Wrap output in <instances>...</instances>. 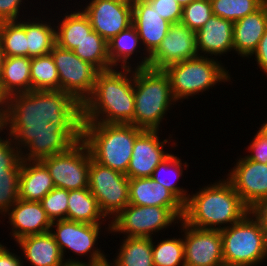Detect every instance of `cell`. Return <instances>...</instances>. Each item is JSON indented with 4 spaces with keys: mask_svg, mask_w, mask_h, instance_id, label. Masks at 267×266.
<instances>
[{
    "mask_svg": "<svg viewBox=\"0 0 267 266\" xmlns=\"http://www.w3.org/2000/svg\"><path fill=\"white\" fill-rule=\"evenodd\" d=\"M3 127L22 160L41 161L82 139V105L62 90H32L6 98Z\"/></svg>",
    "mask_w": 267,
    "mask_h": 266,
    "instance_id": "obj_1",
    "label": "cell"
},
{
    "mask_svg": "<svg viewBox=\"0 0 267 266\" xmlns=\"http://www.w3.org/2000/svg\"><path fill=\"white\" fill-rule=\"evenodd\" d=\"M134 110V69L112 68L98 72L82 105V122L131 124Z\"/></svg>",
    "mask_w": 267,
    "mask_h": 266,
    "instance_id": "obj_2",
    "label": "cell"
},
{
    "mask_svg": "<svg viewBox=\"0 0 267 266\" xmlns=\"http://www.w3.org/2000/svg\"><path fill=\"white\" fill-rule=\"evenodd\" d=\"M198 189L188 195L181 219L191 227L222 230L251 211L225 176Z\"/></svg>",
    "mask_w": 267,
    "mask_h": 266,
    "instance_id": "obj_3",
    "label": "cell"
},
{
    "mask_svg": "<svg viewBox=\"0 0 267 266\" xmlns=\"http://www.w3.org/2000/svg\"><path fill=\"white\" fill-rule=\"evenodd\" d=\"M142 131L132 124L82 122V140L92 158L125 175L136 137Z\"/></svg>",
    "mask_w": 267,
    "mask_h": 266,
    "instance_id": "obj_4",
    "label": "cell"
},
{
    "mask_svg": "<svg viewBox=\"0 0 267 266\" xmlns=\"http://www.w3.org/2000/svg\"><path fill=\"white\" fill-rule=\"evenodd\" d=\"M134 100L131 124L143 130H160L167 112L177 105L168 75L150 67L134 69Z\"/></svg>",
    "mask_w": 267,
    "mask_h": 266,
    "instance_id": "obj_5",
    "label": "cell"
},
{
    "mask_svg": "<svg viewBox=\"0 0 267 266\" xmlns=\"http://www.w3.org/2000/svg\"><path fill=\"white\" fill-rule=\"evenodd\" d=\"M223 64L221 60L198 55L166 67L164 71L168 75L172 95L177 103L209 92L210 88L213 89L222 82H232L231 72Z\"/></svg>",
    "mask_w": 267,
    "mask_h": 266,
    "instance_id": "obj_6",
    "label": "cell"
},
{
    "mask_svg": "<svg viewBox=\"0 0 267 266\" xmlns=\"http://www.w3.org/2000/svg\"><path fill=\"white\" fill-rule=\"evenodd\" d=\"M220 232L224 263L261 266L267 262V230L252 210Z\"/></svg>",
    "mask_w": 267,
    "mask_h": 266,
    "instance_id": "obj_7",
    "label": "cell"
},
{
    "mask_svg": "<svg viewBox=\"0 0 267 266\" xmlns=\"http://www.w3.org/2000/svg\"><path fill=\"white\" fill-rule=\"evenodd\" d=\"M102 225L76 222L68 219L57 220L51 223L50 233L53 235L55 242L59 245L62 256L66 263H99L107 259L104 250L98 247ZM55 229V230H54ZM68 250V251H67ZM83 257L86 260L81 261L80 257L67 255L68 253ZM67 255V259L65 256ZM80 258V260H79Z\"/></svg>",
    "mask_w": 267,
    "mask_h": 266,
    "instance_id": "obj_8",
    "label": "cell"
},
{
    "mask_svg": "<svg viewBox=\"0 0 267 266\" xmlns=\"http://www.w3.org/2000/svg\"><path fill=\"white\" fill-rule=\"evenodd\" d=\"M180 220L170 208L128 204L110 220V226L106 225L104 229L113 236L123 234V237L154 238L162 230H168L172 226L174 229V225L177 227Z\"/></svg>",
    "mask_w": 267,
    "mask_h": 266,
    "instance_id": "obj_9",
    "label": "cell"
},
{
    "mask_svg": "<svg viewBox=\"0 0 267 266\" xmlns=\"http://www.w3.org/2000/svg\"><path fill=\"white\" fill-rule=\"evenodd\" d=\"M88 188L110 221L129 204V178L90 158Z\"/></svg>",
    "mask_w": 267,
    "mask_h": 266,
    "instance_id": "obj_10",
    "label": "cell"
},
{
    "mask_svg": "<svg viewBox=\"0 0 267 266\" xmlns=\"http://www.w3.org/2000/svg\"><path fill=\"white\" fill-rule=\"evenodd\" d=\"M50 53L57 67L60 90L83 105L93 92L99 70L72 50L61 48L57 44Z\"/></svg>",
    "mask_w": 267,
    "mask_h": 266,
    "instance_id": "obj_11",
    "label": "cell"
},
{
    "mask_svg": "<svg viewBox=\"0 0 267 266\" xmlns=\"http://www.w3.org/2000/svg\"><path fill=\"white\" fill-rule=\"evenodd\" d=\"M91 152L81 139L68 151L46 157L41 162L49 170L55 187L70 190L88 188Z\"/></svg>",
    "mask_w": 267,
    "mask_h": 266,
    "instance_id": "obj_12",
    "label": "cell"
},
{
    "mask_svg": "<svg viewBox=\"0 0 267 266\" xmlns=\"http://www.w3.org/2000/svg\"><path fill=\"white\" fill-rule=\"evenodd\" d=\"M178 229L184 242L185 266H217L224 262L220 230L191 227L182 220Z\"/></svg>",
    "mask_w": 267,
    "mask_h": 266,
    "instance_id": "obj_13",
    "label": "cell"
},
{
    "mask_svg": "<svg viewBox=\"0 0 267 266\" xmlns=\"http://www.w3.org/2000/svg\"><path fill=\"white\" fill-rule=\"evenodd\" d=\"M235 162L225 177L232 183L243 203L253 210L267 199V164L249 160L244 155H240V158L238 156Z\"/></svg>",
    "mask_w": 267,
    "mask_h": 266,
    "instance_id": "obj_14",
    "label": "cell"
},
{
    "mask_svg": "<svg viewBox=\"0 0 267 266\" xmlns=\"http://www.w3.org/2000/svg\"><path fill=\"white\" fill-rule=\"evenodd\" d=\"M81 10L92 29L107 42L132 25V4L119 0H89Z\"/></svg>",
    "mask_w": 267,
    "mask_h": 266,
    "instance_id": "obj_15",
    "label": "cell"
},
{
    "mask_svg": "<svg viewBox=\"0 0 267 266\" xmlns=\"http://www.w3.org/2000/svg\"><path fill=\"white\" fill-rule=\"evenodd\" d=\"M198 55L196 31L182 23L171 24L161 44L149 56V67L164 70L170 65Z\"/></svg>",
    "mask_w": 267,
    "mask_h": 266,
    "instance_id": "obj_16",
    "label": "cell"
},
{
    "mask_svg": "<svg viewBox=\"0 0 267 266\" xmlns=\"http://www.w3.org/2000/svg\"><path fill=\"white\" fill-rule=\"evenodd\" d=\"M159 133L160 130H143L136 137L132 157L126 172L128 178L151 177L158 164L171 154L165 147L176 140H170V138H173L172 134L168 135L169 139L162 140Z\"/></svg>",
    "mask_w": 267,
    "mask_h": 266,
    "instance_id": "obj_17",
    "label": "cell"
},
{
    "mask_svg": "<svg viewBox=\"0 0 267 266\" xmlns=\"http://www.w3.org/2000/svg\"><path fill=\"white\" fill-rule=\"evenodd\" d=\"M11 226L9 233L14 242L28 235L50 232L51 220L46 215L40 201L19 199L3 216Z\"/></svg>",
    "mask_w": 267,
    "mask_h": 266,
    "instance_id": "obj_18",
    "label": "cell"
},
{
    "mask_svg": "<svg viewBox=\"0 0 267 266\" xmlns=\"http://www.w3.org/2000/svg\"><path fill=\"white\" fill-rule=\"evenodd\" d=\"M132 25L138 32L143 50L150 56L167 35L171 23L145 0H135L132 4Z\"/></svg>",
    "mask_w": 267,
    "mask_h": 266,
    "instance_id": "obj_19",
    "label": "cell"
},
{
    "mask_svg": "<svg viewBox=\"0 0 267 266\" xmlns=\"http://www.w3.org/2000/svg\"><path fill=\"white\" fill-rule=\"evenodd\" d=\"M129 204L170 208L180 219L184 213V204L151 177L129 178Z\"/></svg>",
    "mask_w": 267,
    "mask_h": 266,
    "instance_id": "obj_20",
    "label": "cell"
},
{
    "mask_svg": "<svg viewBox=\"0 0 267 266\" xmlns=\"http://www.w3.org/2000/svg\"><path fill=\"white\" fill-rule=\"evenodd\" d=\"M196 40L199 56L215 59H217V56L218 59L226 56L229 52H234L233 22L212 15L203 27L196 32Z\"/></svg>",
    "mask_w": 267,
    "mask_h": 266,
    "instance_id": "obj_21",
    "label": "cell"
},
{
    "mask_svg": "<svg viewBox=\"0 0 267 266\" xmlns=\"http://www.w3.org/2000/svg\"><path fill=\"white\" fill-rule=\"evenodd\" d=\"M267 29V0L253 13L233 22V49L242 59H250Z\"/></svg>",
    "mask_w": 267,
    "mask_h": 266,
    "instance_id": "obj_22",
    "label": "cell"
},
{
    "mask_svg": "<svg viewBox=\"0 0 267 266\" xmlns=\"http://www.w3.org/2000/svg\"><path fill=\"white\" fill-rule=\"evenodd\" d=\"M138 53H141L140 55L142 56H138ZM108 56L112 68H117V66L118 68L129 69L149 67V55L143 50L140 37L133 25H130L108 41ZM133 56H138L137 60ZM131 62L135 63L132 64Z\"/></svg>",
    "mask_w": 267,
    "mask_h": 266,
    "instance_id": "obj_23",
    "label": "cell"
},
{
    "mask_svg": "<svg viewBox=\"0 0 267 266\" xmlns=\"http://www.w3.org/2000/svg\"><path fill=\"white\" fill-rule=\"evenodd\" d=\"M15 243L22 251L20 255L24 266L27 262L31 266H62L65 263L59 245L50 232L28 235Z\"/></svg>",
    "mask_w": 267,
    "mask_h": 266,
    "instance_id": "obj_24",
    "label": "cell"
},
{
    "mask_svg": "<svg viewBox=\"0 0 267 266\" xmlns=\"http://www.w3.org/2000/svg\"><path fill=\"white\" fill-rule=\"evenodd\" d=\"M55 186L41 161L22 160L19 174V199L41 201Z\"/></svg>",
    "mask_w": 267,
    "mask_h": 266,
    "instance_id": "obj_25",
    "label": "cell"
},
{
    "mask_svg": "<svg viewBox=\"0 0 267 266\" xmlns=\"http://www.w3.org/2000/svg\"><path fill=\"white\" fill-rule=\"evenodd\" d=\"M31 58L5 57L0 76V93L5 97L32 91L30 75Z\"/></svg>",
    "mask_w": 267,
    "mask_h": 266,
    "instance_id": "obj_26",
    "label": "cell"
},
{
    "mask_svg": "<svg viewBox=\"0 0 267 266\" xmlns=\"http://www.w3.org/2000/svg\"><path fill=\"white\" fill-rule=\"evenodd\" d=\"M75 9V11H72V9L70 12L66 11L65 14L63 13V16H58L56 20V23H58L55 26L56 44L61 48L72 51L93 30L88 17L81 8Z\"/></svg>",
    "mask_w": 267,
    "mask_h": 266,
    "instance_id": "obj_27",
    "label": "cell"
},
{
    "mask_svg": "<svg viewBox=\"0 0 267 266\" xmlns=\"http://www.w3.org/2000/svg\"><path fill=\"white\" fill-rule=\"evenodd\" d=\"M51 19L52 18H48L49 21H45L41 19V16H36V18H34L29 15L27 20L24 18L28 57L33 58L46 55L52 51L53 46L56 44L54 25V20L56 19Z\"/></svg>",
    "mask_w": 267,
    "mask_h": 266,
    "instance_id": "obj_28",
    "label": "cell"
},
{
    "mask_svg": "<svg viewBox=\"0 0 267 266\" xmlns=\"http://www.w3.org/2000/svg\"><path fill=\"white\" fill-rule=\"evenodd\" d=\"M68 220L96 225H105L107 221L110 226V221L100 211L97 200L89 188L69 191Z\"/></svg>",
    "mask_w": 267,
    "mask_h": 266,
    "instance_id": "obj_29",
    "label": "cell"
},
{
    "mask_svg": "<svg viewBox=\"0 0 267 266\" xmlns=\"http://www.w3.org/2000/svg\"><path fill=\"white\" fill-rule=\"evenodd\" d=\"M113 259L115 266H154L151 237H124Z\"/></svg>",
    "mask_w": 267,
    "mask_h": 266,
    "instance_id": "obj_30",
    "label": "cell"
},
{
    "mask_svg": "<svg viewBox=\"0 0 267 266\" xmlns=\"http://www.w3.org/2000/svg\"><path fill=\"white\" fill-rule=\"evenodd\" d=\"M176 154L171 153L166 159H164L154 169L151 176L155 181L162 184L166 189L171 191L183 204L186 203L190 192L183 186H179L180 178L184 175L183 170L189 168L188 163L183 161ZM189 193V194H188Z\"/></svg>",
    "mask_w": 267,
    "mask_h": 266,
    "instance_id": "obj_31",
    "label": "cell"
},
{
    "mask_svg": "<svg viewBox=\"0 0 267 266\" xmlns=\"http://www.w3.org/2000/svg\"><path fill=\"white\" fill-rule=\"evenodd\" d=\"M73 52L99 71L112 69L108 56V42L94 30L78 44Z\"/></svg>",
    "mask_w": 267,
    "mask_h": 266,
    "instance_id": "obj_32",
    "label": "cell"
},
{
    "mask_svg": "<svg viewBox=\"0 0 267 266\" xmlns=\"http://www.w3.org/2000/svg\"><path fill=\"white\" fill-rule=\"evenodd\" d=\"M0 39L5 57H28L24 19L0 22Z\"/></svg>",
    "mask_w": 267,
    "mask_h": 266,
    "instance_id": "obj_33",
    "label": "cell"
},
{
    "mask_svg": "<svg viewBox=\"0 0 267 266\" xmlns=\"http://www.w3.org/2000/svg\"><path fill=\"white\" fill-rule=\"evenodd\" d=\"M32 90H60L57 67L51 53L31 58Z\"/></svg>",
    "mask_w": 267,
    "mask_h": 266,
    "instance_id": "obj_34",
    "label": "cell"
},
{
    "mask_svg": "<svg viewBox=\"0 0 267 266\" xmlns=\"http://www.w3.org/2000/svg\"><path fill=\"white\" fill-rule=\"evenodd\" d=\"M178 236L162 240L152 238L154 266H185L183 237Z\"/></svg>",
    "mask_w": 267,
    "mask_h": 266,
    "instance_id": "obj_35",
    "label": "cell"
},
{
    "mask_svg": "<svg viewBox=\"0 0 267 266\" xmlns=\"http://www.w3.org/2000/svg\"><path fill=\"white\" fill-rule=\"evenodd\" d=\"M213 15L232 22L256 11L266 0H210Z\"/></svg>",
    "mask_w": 267,
    "mask_h": 266,
    "instance_id": "obj_36",
    "label": "cell"
},
{
    "mask_svg": "<svg viewBox=\"0 0 267 266\" xmlns=\"http://www.w3.org/2000/svg\"><path fill=\"white\" fill-rule=\"evenodd\" d=\"M16 170H0V218L19 200V174Z\"/></svg>",
    "mask_w": 267,
    "mask_h": 266,
    "instance_id": "obj_37",
    "label": "cell"
},
{
    "mask_svg": "<svg viewBox=\"0 0 267 266\" xmlns=\"http://www.w3.org/2000/svg\"><path fill=\"white\" fill-rule=\"evenodd\" d=\"M213 15L210 0H195L182 7L180 23L194 31H198Z\"/></svg>",
    "mask_w": 267,
    "mask_h": 266,
    "instance_id": "obj_38",
    "label": "cell"
},
{
    "mask_svg": "<svg viewBox=\"0 0 267 266\" xmlns=\"http://www.w3.org/2000/svg\"><path fill=\"white\" fill-rule=\"evenodd\" d=\"M68 195V190L55 187L40 201L51 222L68 219Z\"/></svg>",
    "mask_w": 267,
    "mask_h": 266,
    "instance_id": "obj_39",
    "label": "cell"
},
{
    "mask_svg": "<svg viewBox=\"0 0 267 266\" xmlns=\"http://www.w3.org/2000/svg\"><path fill=\"white\" fill-rule=\"evenodd\" d=\"M4 130V127H0V170H16L22 164L21 151ZM4 134L6 137H3Z\"/></svg>",
    "mask_w": 267,
    "mask_h": 266,
    "instance_id": "obj_40",
    "label": "cell"
},
{
    "mask_svg": "<svg viewBox=\"0 0 267 266\" xmlns=\"http://www.w3.org/2000/svg\"><path fill=\"white\" fill-rule=\"evenodd\" d=\"M153 10L171 24L180 23L182 6L176 0H145Z\"/></svg>",
    "mask_w": 267,
    "mask_h": 266,
    "instance_id": "obj_41",
    "label": "cell"
},
{
    "mask_svg": "<svg viewBox=\"0 0 267 266\" xmlns=\"http://www.w3.org/2000/svg\"><path fill=\"white\" fill-rule=\"evenodd\" d=\"M25 1L26 0H0V22L18 21L21 19V16L22 18H27V16L24 15V10L26 7L23 4H26ZM20 10L23 12V14L20 13Z\"/></svg>",
    "mask_w": 267,
    "mask_h": 266,
    "instance_id": "obj_42",
    "label": "cell"
},
{
    "mask_svg": "<svg viewBox=\"0 0 267 266\" xmlns=\"http://www.w3.org/2000/svg\"><path fill=\"white\" fill-rule=\"evenodd\" d=\"M249 143L246 149L250 154L245 155V157L258 163L267 164V139L257 131Z\"/></svg>",
    "mask_w": 267,
    "mask_h": 266,
    "instance_id": "obj_43",
    "label": "cell"
},
{
    "mask_svg": "<svg viewBox=\"0 0 267 266\" xmlns=\"http://www.w3.org/2000/svg\"><path fill=\"white\" fill-rule=\"evenodd\" d=\"M252 57L256 61L257 67H259L260 71L265 73L267 77V29L259 42L257 50L250 58Z\"/></svg>",
    "mask_w": 267,
    "mask_h": 266,
    "instance_id": "obj_44",
    "label": "cell"
},
{
    "mask_svg": "<svg viewBox=\"0 0 267 266\" xmlns=\"http://www.w3.org/2000/svg\"><path fill=\"white\" fill-rule=\"evenodd\" d=\"M0 242V266H24L21 256Z\"/></svg>",
    "mask_w": 267,
    "mask_h": 266,
    "instance_id": "obj_45",
    "label": "cell"
},
{
    "mask_svg": "<svg viewBox=\"0 0 267 266\" xmlns=\"http://www.w3.org/2000/svg\"><path fill=\"white\" fill-rule=\"evenodd\" d=\"M262 221L267 230V199L263 200L255 209L252 210Z\"/></svg>",
    "mask_w": 267,
    "mask_h": 266,
    "instance_id": "obj_46",
    "label": "cell"
},
{
    "mask_svg": "<svg viewBox=\"0 0 267 266\" xmlns=\"http://www.w3.org/2000/svg\"><path fill=\"white\" fill-rule=\"evenodd\" d=\"M5 107L6 98L0 93V127H3L5 122Z\"/></svg>",
    "mask_w": 267,
    "mask_h": 266,
    "instance_id": "obj_47",
    "label": "cell"
},
{
    "mask_svg": "<svg viewBox=\"0 0 267 266\" xmlns=\"http://www.w3.org/2000/svg\"><path fill=\"white\" fill-rule=\"evenodd\" d=\"M258 132L264 136L267 139V120L265 119V122L260 124V128H257Z\"/></svg>",
    "mask_w": 267,
    "mask_h": 266,
    "instance_id": "obj_48",
    "label": "cell"
},
{
    "mask_svg": "<svg viewBox=\"0 0 267 266\" xmlns=\"http://www.w3.org/2000/svg\"><path fill=\"white\" fill-rule=\"evenodd\" d=\"M110 259H106L102 262H99V263H94V264H89V266H115Z\"/></svg>",
    "mask_w": 267,
    "mask_h": 266,
    "instance_id": "obj_49",
    "label": "cell"
},
{
    "mask_svg": "<svg viewBox=\"0 0 267 266\" xmlns=\"http://www.w3.org/2000/svg\"><path fill=\"white\" fill-rule=\"evenodd\" d=\"M4 53L2 50V43H1V39H0V76H1V72H2V66H3V61H4Z\"/></svg>",
    "mask_w": 267,
    "mask_h": 266,
    "instance_id": "obj_50",
    "label": "cell"
},
{
    "mask_svg": "<svg viewBox=\"0 0 267 266\" xmlns=\"http://www.w3.org/2000/svg\"><path fill=\"white\" fill-rule=\"evenodd\" d=\"M62 266H89L87 263H64Z\"/></svg>",
    "mask_w": 267,
    "mask_h": 266,
    "instance_id": "obj_51",
    "label": "cell"
},
{
    "mask_svg": "<svg viewBox=\"0 0 267 266\" xmlns=\"http://www.w3.org/2000/svg\"><path fill=\"white\" fill-rule=\"evenodd\" d=\"M182 7L194 2L195 0H176Z\"/></svg>",
    "mask_w": 267,
    "mask_h": 266,
    "instance_id": "obj_52",
    "label": "cell"
},
{
    "mask_svg": "<svg viewBox=\"0 0 267 266\" xmlns=\"http://www.w3.org/2000/svg\"><path fill=\"white\" fill-rule=\"evenodd\" d=\"M217 266H245V265H236V264H228V263H222L220 265H217Z\"/></svg>",
    "mask_w": 267,
    "mask_h": 266,
    "instance_id": "obj_53",
    "label": "cell"
},
{
    "mask_svg": "<svg viewBox=\"0 0 267 266\" xmlns=\"http://www.w3.org/2000/svg\"><path fill=\"white\" fill-rule=\"evenodd\" d=\"M119 1H122V2H125V3H128V4H133V2L135 0H119Z\"/></svg>",
    "mask_w": 267,
    "mask_h": 266,
    "instance_id": "obj_54",
    "label": "cell"
}]
</instances>
